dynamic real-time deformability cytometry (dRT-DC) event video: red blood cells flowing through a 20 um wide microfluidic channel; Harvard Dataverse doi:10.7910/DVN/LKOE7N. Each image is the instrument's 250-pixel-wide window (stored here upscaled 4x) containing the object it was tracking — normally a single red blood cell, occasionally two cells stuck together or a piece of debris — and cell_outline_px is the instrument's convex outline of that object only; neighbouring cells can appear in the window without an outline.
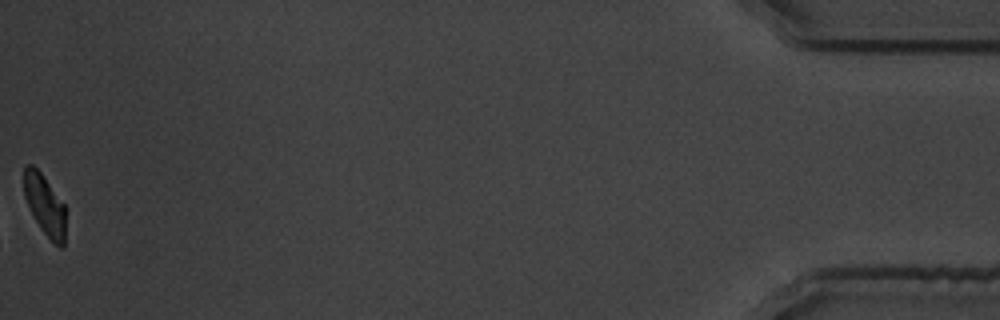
{"species": "common noctule bat (a hibernating species)", "species_latin": "Nyctalus noctula", "temperature_condition": "warm", "stored_images_in_passage": 57, "segment_of_instrument_passage": [2, 2], "camera_frame_rate_fps": 3000, "um_per_image_px": 0.085, "animal": {"sex": "male", "body_mass_g": 19.5, "forearm_length_mm": 54.6}, "frame": {"image": 1, "passage_image": 57, "time_ms": 18.667, "image_size_px": [1000, 320], "cell_outline_px": [[64, 248], [60, 248], [40, 228], [24, 196], [24, 168], [28, 164], [32, 164], [40, 172], [64, 204]], "centroid_in_image_um": [3.8, 17.41], "position_along_channel_um": 431.4, "area_um2": 14.22}}